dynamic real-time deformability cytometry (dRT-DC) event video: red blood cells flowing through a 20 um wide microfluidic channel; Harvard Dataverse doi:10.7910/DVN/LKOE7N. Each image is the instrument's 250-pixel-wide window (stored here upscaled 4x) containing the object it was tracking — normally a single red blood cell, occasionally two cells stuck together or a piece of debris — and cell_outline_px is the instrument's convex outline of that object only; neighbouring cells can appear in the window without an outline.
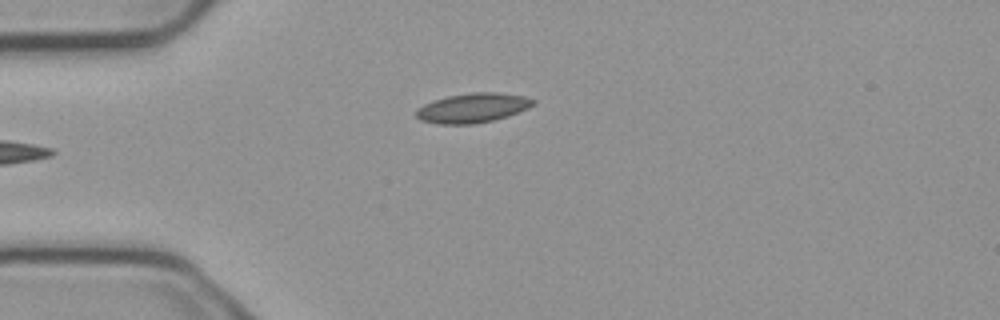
{"species": "common noctule bat (a hibernating species)", "species_latin": "Nyctalus noctula", "temperature_condition": "cold", "stored_images_in_passage": 4, "camera_frame_rate_fps": 3000, "um_per_image_px": 0.085, "animal": {"sex": "male", "body_mass_g": 23.1, "forearm_length_mm": 52.7}, "frame": {"image": 1, "passage_image": 4, "time_ms": 1.0, "image_size_px": [1000, 320], "cell_outline_px": [[536, 104], [528, 108], [492, 120], [472, 124], [436, 124], [420, 120], [416, 116], [416, 112], [424, 104], [432, 100], [448, 96], [472, 92], [500, 92], [524, 96], [536, 100]], "centroid_in_image_um": [40.18, 9.16], "position_along_channel_um": 44.8, "area_um2": 20.0}}